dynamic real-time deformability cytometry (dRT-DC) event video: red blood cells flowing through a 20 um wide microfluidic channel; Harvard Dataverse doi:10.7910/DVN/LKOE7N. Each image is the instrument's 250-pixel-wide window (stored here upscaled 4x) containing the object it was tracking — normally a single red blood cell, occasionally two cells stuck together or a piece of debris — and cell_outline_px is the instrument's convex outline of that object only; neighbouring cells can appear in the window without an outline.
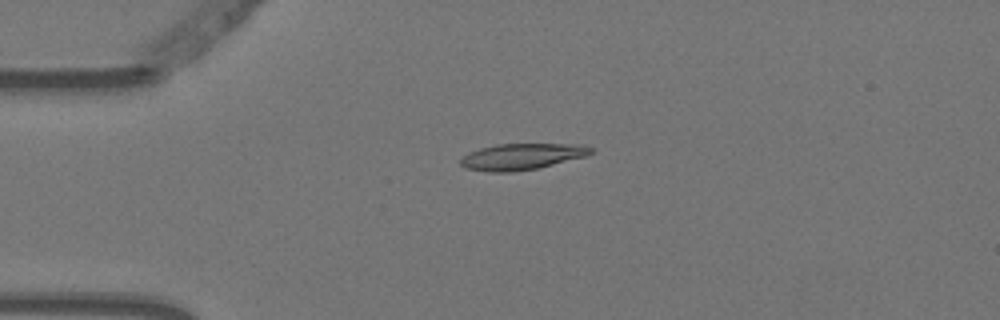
{"species": "Egyptian fruit bat (a non-hibernating species)", "species_latin": "Rousettus aegyptiacus", "temperature_condition": "warm", "stored_images_in_passage": 2, "camera_frame_rate_fps": 3000, "um_per_image_px": 0.085, "animal": {"sex": "female"}, "frame": {"image": 1, "passage_image": 1, "time_ms": 0.0, "image_size_px": [1000, 320], "cell_outline_px": [[596, 148], [588, 156], [536, 168], [512, 172], [488, 172], [464, 168], [460, 164], [460, 160], [468, 152], [480, 148], [496, 144], [584, 144]], "centroid_in_image_um": [44.38, 13.3], "position_along_channel_um": 40.6, "area_um2": 20.11}}